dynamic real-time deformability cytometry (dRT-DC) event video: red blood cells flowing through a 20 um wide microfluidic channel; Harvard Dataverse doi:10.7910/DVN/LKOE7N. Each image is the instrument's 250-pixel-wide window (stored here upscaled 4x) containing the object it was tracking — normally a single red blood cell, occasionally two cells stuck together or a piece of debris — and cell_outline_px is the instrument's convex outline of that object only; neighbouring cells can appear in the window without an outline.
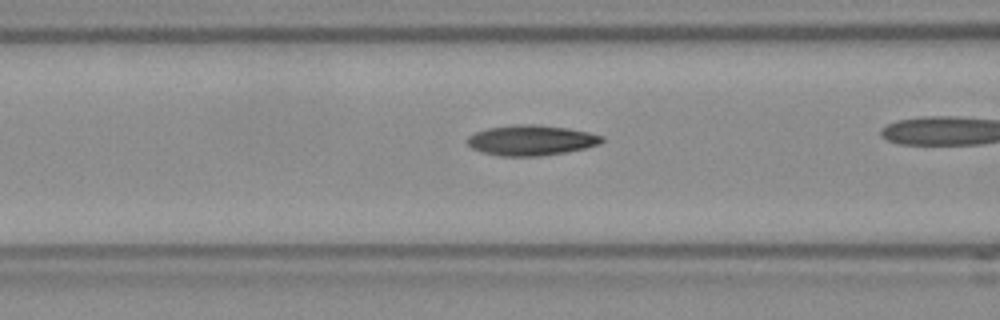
{"species": "Egyptian fruit bat (a non-hibernating species)", "species_latin": "Rousettus aegyptiacus", "temperature_condition": "room temperature", "stored_images_in_passage": 29, "camera_frame_rate_fps": 3000, "um_per_image_px": 0.085, "frame": {"image": 1, "passage_image": 9, "time_ms": 2.667, "image_size_px": [1000, 320], "cell_outline_px": [[604, 140], [600, 144], [568, 152], [540, 156], [500, 156], [480, 152], [472, 148], [468, 144], [468, 136], [476, 132], [488, 128], [520, 124], [536, 124], [568, 128], [588, 132], [604, 136]], "centroid_in_image_um": [45.17, 11.93], "position_along_channel_um": 121.4, "area_um2": 23.81}}